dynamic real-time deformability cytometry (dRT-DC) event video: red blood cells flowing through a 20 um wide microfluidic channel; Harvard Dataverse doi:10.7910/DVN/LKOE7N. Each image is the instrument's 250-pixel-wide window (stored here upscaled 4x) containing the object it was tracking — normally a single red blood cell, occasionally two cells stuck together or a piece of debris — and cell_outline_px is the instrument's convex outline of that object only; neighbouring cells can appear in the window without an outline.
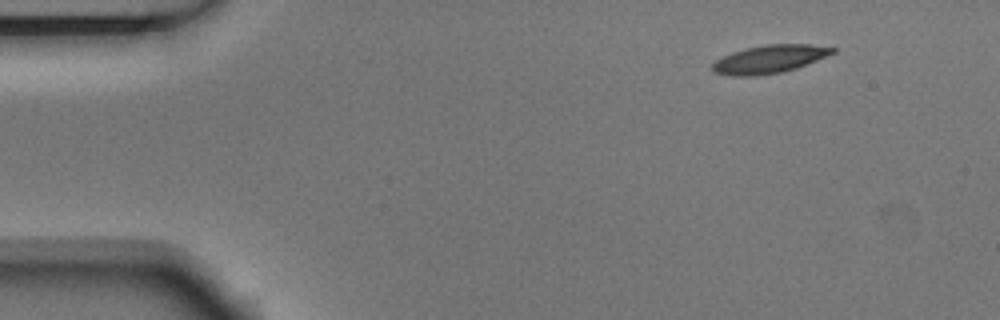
{"species": "Egyptian fruit bat (a non-hibernating species)", "species_latin": "Rousettus aegyptiacus", "temperature_condition": "room temperature", "stored_images_in_passage": 5, "camera_frame_rate_fps": 3000, "um_per_image_px": 0.085, "animal": {"sex": "male"}, "frame": {"image": 1, "passage_image": 1, "time_ms": 0.0, "image_size_px": [1000, 320], "cell_outline_px": [[836, 52], [796, 68], [780, 72], [756, 76], [732, 76], [712, 72], [712, 64], [716, 60], [732, 52], [764, 44], [812, 44], [836, 48]], "centroid_in_image_um": [65.39, 5.02], "position_along_channel_um": 19.6, "area_um2": 19.54}}
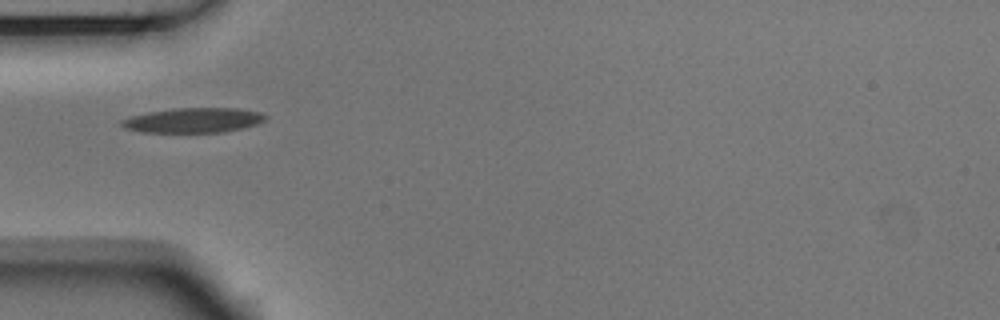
{"frame": {"image": 2, "passage_image": 4, "time_ms": 1.0, "image_size_px": [1000, 320], "cell_outline_px": [[268, 116], [264, 120], [256, 124], [224, 132], [140, 132], [124, 128], [120, 124], [120, 120], [132, 116], [148, 112], [172, 108], [236, 108], [260, 112]], "centroid_in_image_um": [16.4, 10.22], "position_along_channel_um": 68.6, "area_um2": 20.75}}
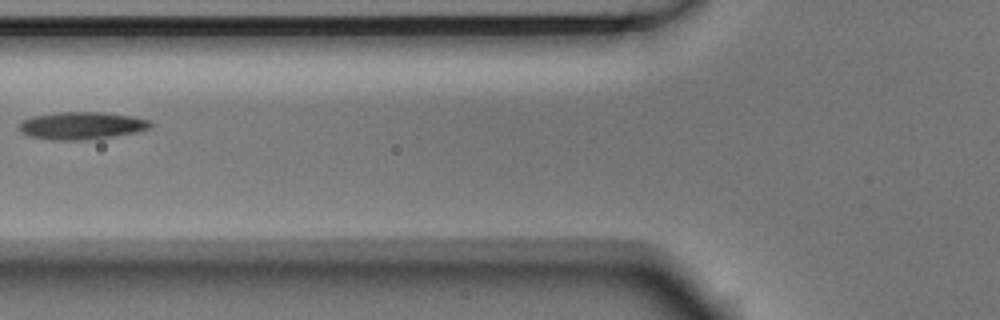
{"frame": {"image": 3, "passage_image": 5, "time_ms": 1.333, "image_size_px": [1000, 320], "cell_outline_px": [[152, 128], [136, 132], [112, 136], [84, 140], [52, 140], [28, 136], [20, 132], [16, 128], [20, 120], [32, 116], [56, 112], [100, 112], [132, 116], [148, 120], [152, 124]], "centroid_in_image_um": [6.86, 10.67], "position_along_channel_um": 118.9, "area_um2": 21.27}}